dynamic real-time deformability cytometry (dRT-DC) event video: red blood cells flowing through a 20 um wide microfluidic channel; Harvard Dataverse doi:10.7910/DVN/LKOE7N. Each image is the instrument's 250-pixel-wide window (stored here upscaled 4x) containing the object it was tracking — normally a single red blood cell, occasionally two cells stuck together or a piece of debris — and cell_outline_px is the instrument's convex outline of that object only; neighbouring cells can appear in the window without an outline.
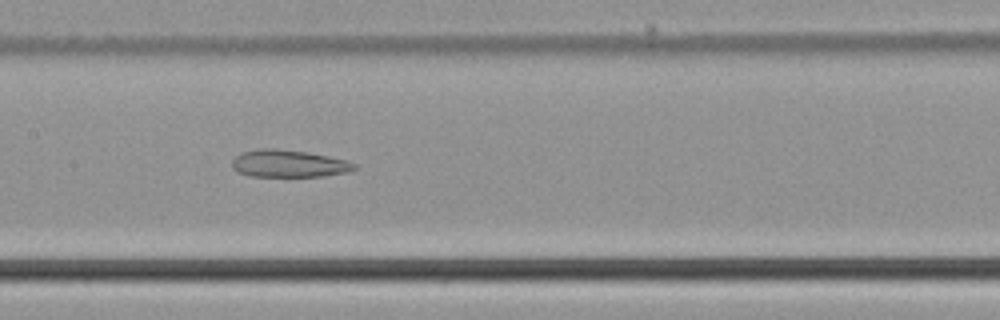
{"species": "common noctule bat (a hibernating species)", "species_latin": "Nyctalus noctula", "temperature_condition": "cold", "stored_images_in_passage": 54, "camera_frame_rate_fps": 3000, "um_per_image_px": 0.085, "animal": {"sex": "male", "body_mass_g": 21.5, "forearm_length_mm": 52.0}, "frame": {"image": 1, "passage_image": 27, "time_ms": 8.667, "image_size_px": [1000, 320], "cell_outline_px": [[356, 168], [348, 172], [324, 176], [248, 176], [232, 168], [232, 160], [240, 152], [260, 148], [276, 148], [308, 152], [348, 160], [356, 164]], "centroid_in_image_um": [24.54, 13.89], "position_along_channel_um": 182.9, "area_um2": 19.59}}
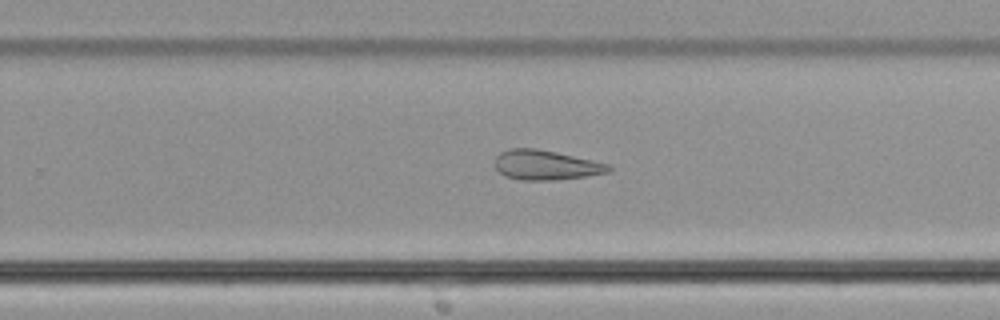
{"frame": {"image": 2, "passage_image": 35, "time_ms": 11.333, "image_size_px": [1000, 320], "cell_outline_px": [[612, 168], [608, 172], [584, 176], [556, 180], [520, 180], [504, 176], [496, 168], [496, 156], [500, 152], [508, 148], [536, 148], [556, 152], [608, 164]], "centroid_in_image_um": [46.35, 14.03], "position_along_channel_um": 283.5, "area_um2": 19.54}}
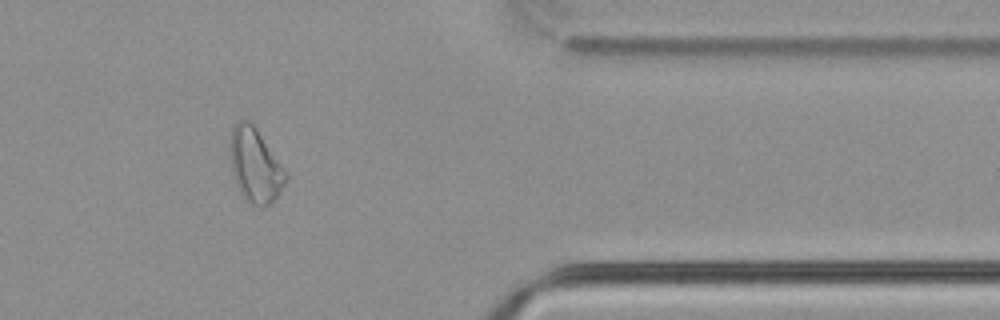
{"frame": {"image": 3, "passage_image": 45, "time_ms": 14.667, "image_size_px": [1000, 320], "cell_outline_px": [[288, 180], [280, 192], [264, 208], [260, 208], [244, 200], [236, 184], [232, 172], [228, 144], [228, 140], [232, 128], [240, 120], [248, 120], [256, 128], [288, 172]], "centroid_in_image_um": [21.68, 14.06], "position_along_channel_um": 389.7, "area_um2": 24.45}, "authors_computed_cell_mechanics": {"area_um2": 24.4783, "velocity_mm_per_s": 3.7882, "shape_relaxation_time_tau1_ms": null, "shape_relaxation_time_tau2_ms": 2.9966, "deformation_change_tau1": null, "deformation_change_tau2": 0.1102}}